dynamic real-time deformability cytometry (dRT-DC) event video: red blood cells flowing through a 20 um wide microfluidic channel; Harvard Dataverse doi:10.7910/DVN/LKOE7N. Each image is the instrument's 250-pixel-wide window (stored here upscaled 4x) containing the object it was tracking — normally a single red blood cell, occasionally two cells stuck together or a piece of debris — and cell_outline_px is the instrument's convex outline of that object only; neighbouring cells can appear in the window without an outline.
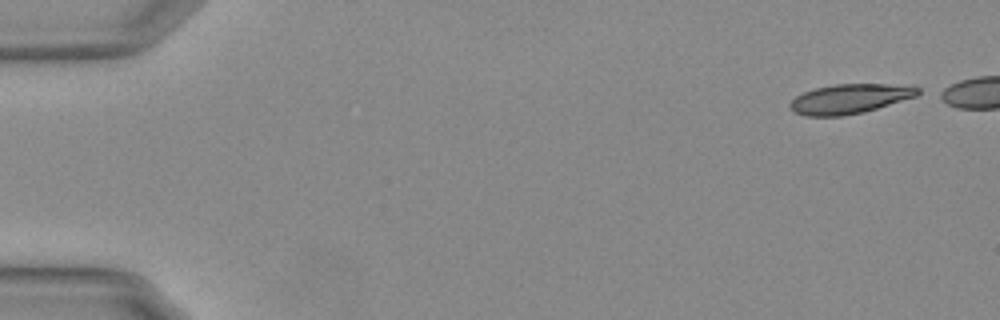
{"species": "Egyptian fruit bat (a non-hibernating species)", "species_latin": "Rousettus aegyptiacus", "temperature_condition": "warm", "stored_images_in_passage": 46, "camera_frame_rate_fps": 3000, "um_per_image_px": 0.085, "animal": {"sex": "female"}, "frame": {"image": 1, "passage_image": 1, "time_ms": 0.0, "image_size_px": [1000, 320], "cell_outline_px": [[924, 92], [916, 96], [864, 112], [844, 116], [804, 116], [796, 112], [792, 108], [792, 100], [796, 96], [804, 92], [816, 88], [836, 84], [884, 84], [920, 88]], "centroid_in_image_um": [72.25, 8.4], "position_along_channel_um": 12.7, "area_um2": 21.68}}
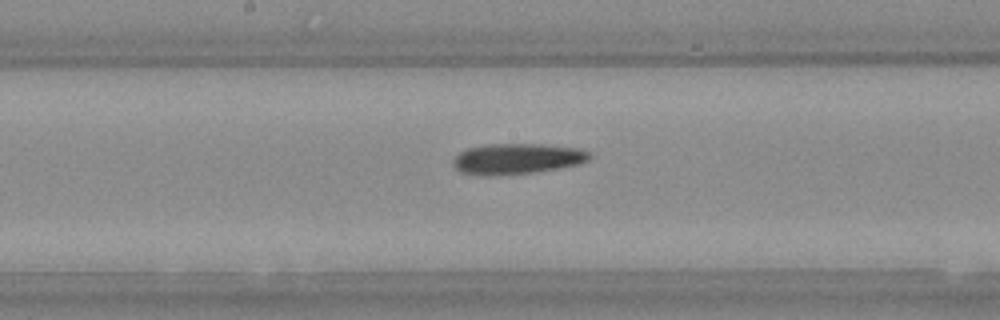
{"frame": {"image": 2, "passage_image": 27, "time_ms": 8.667, "image_size_px": [1000, 320], "cell_outline_px": [[592, 156], [588, 160], [576, 164], [560, 168], [536, 172], [500, 176], [480, 176], [460, 172], [452, 164], [452, 160], [460, 152], [468, 148], [484, 144], [540, 144], [576, 148], [588, 152]], "centroid_in_image_um": [43.88, 13.51], "position_along_channel_um": 204.3, "area_um2": 24.57}}
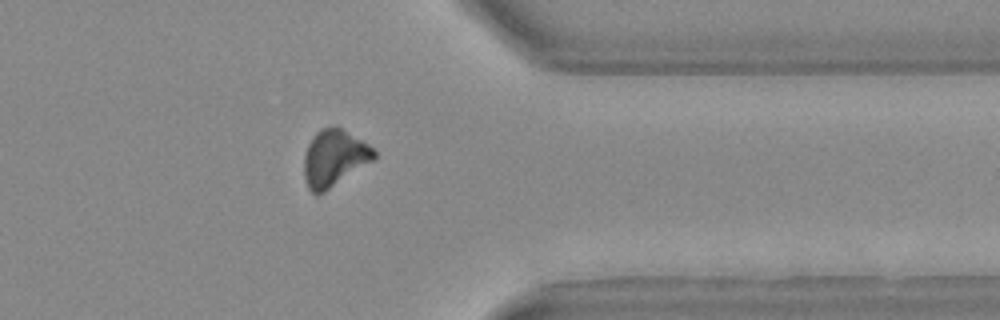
{"frame": {"image": 3, "passage_image": 42, "time_ms": 13.667, "image_size_px": [1000, 320], "cell_outline_px": [[376, 160], [324, 192], [316, 196], [308, 188], [304, 176], [304, 156], [308, 144], [316, 132], [320, 128], [332, 124], [340, 128], [368, 144], [376, 152]], "centroid_in_image_um": [28.41, 13.44], "position_along_channel_um": 383.0, "area_um2": 23.35}}